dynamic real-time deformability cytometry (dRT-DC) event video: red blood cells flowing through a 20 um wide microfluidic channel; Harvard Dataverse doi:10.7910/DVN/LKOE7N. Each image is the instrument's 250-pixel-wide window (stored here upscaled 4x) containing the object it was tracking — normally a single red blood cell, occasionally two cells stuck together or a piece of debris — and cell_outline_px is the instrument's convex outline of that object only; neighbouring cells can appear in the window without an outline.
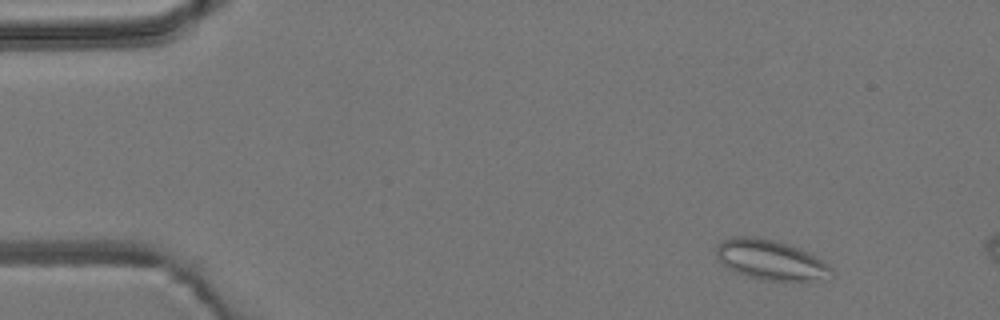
{"species": "common noctule bat (a hibernating species)", "species_latin": "Nyctalus noctula", "temperature_condition": "room temperature", "stored_images_in_passage": 5, "camera_frame_rate_fps": 3000, "um_per_image_px": 0.085, "animal": {"sex": "male", "body_mass_g": 19.2, "forearm_length_mm": 51.8}, "frame": {"image": 1, "passage_image": 1, "time_ms": 0.0, "image_size_px": [1000, 320], "cell_outline_px": [[836, 276], [808, 280], [764, 280], [748, 276], [736, 272], [728, 268], [716, 256], [716, 248], [720, 240], [732, 236], [756, 236], [776, 240], [800, 248], [828, 264], [832, 268]], "centroid_in_image_um": [65.48, 22.06], "position_along_channel_um": 19.5, "area_um2": 26.82}}